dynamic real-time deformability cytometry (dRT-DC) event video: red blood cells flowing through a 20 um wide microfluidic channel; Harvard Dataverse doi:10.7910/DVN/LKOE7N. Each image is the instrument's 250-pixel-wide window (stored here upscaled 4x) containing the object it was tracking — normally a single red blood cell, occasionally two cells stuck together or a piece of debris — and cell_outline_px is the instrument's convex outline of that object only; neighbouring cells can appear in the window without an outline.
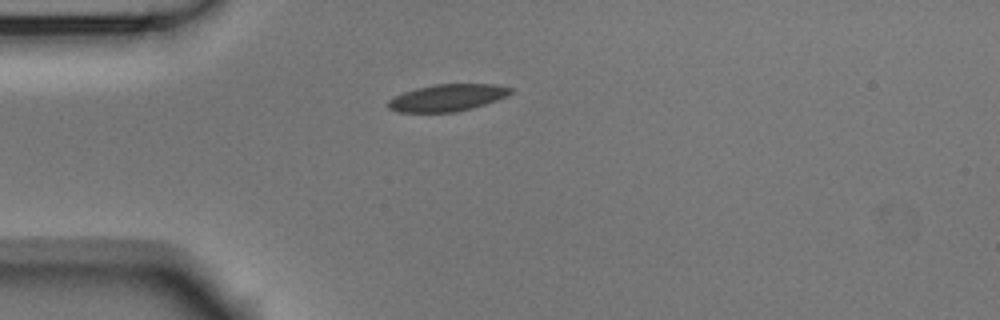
{"species": "Egyptian fruit bat (a non-hibernating species)", "species_latin": "Rousettus aegyptiacus", "temperature_condition": "room temperature", "stored_images_in_passage": 34, "camera_frame_rate_fps": 3000, "um_per_image_px": 0.085, "animal": {"sex": "male"}, "frame": {"image": 1, "passage_image": 1, "time_ms": 0.0, "image_size_px": [1000, 320], "cell_outline_px": [[512, 92], [508, 96], [472, 108], [456, 112], [400, 112], [388, 108], [388, 100], [404, 92], [416, 88], [436, 84], [496, 84], [512, 88]], "centroid_in_image_um": [38.04, 8.3], "position_along_channel_um": 47.0, "area_um2": 19.13}}
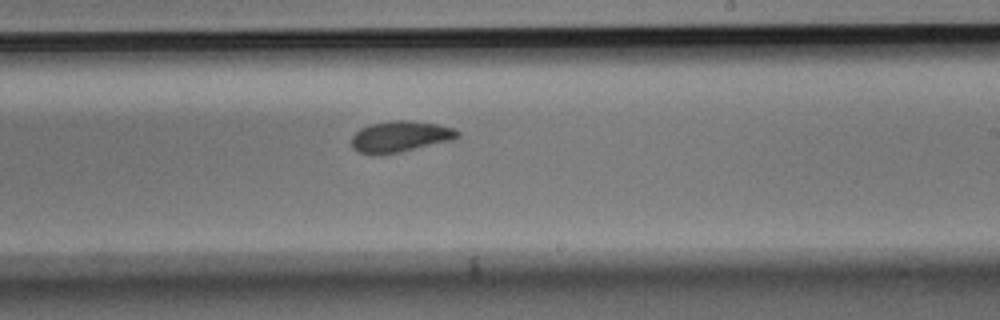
{"frame": {"image": 2, "passage_image": 19, "time_ms": 6.0, "image_size_px": [1000, 320], "cell_outline_px": [[460, 136], [452, 140], [396, 152], [356, 152], [352, 148], [352, 136], [360, 128], [368, 124], [392, 120], [408, 120], [436, 124], [452, 128], [460, 132]], "centroid_in_image_um": [34.02, 11.56], "position_along_channel_um": 255.0, "area_um2": 18.61}}
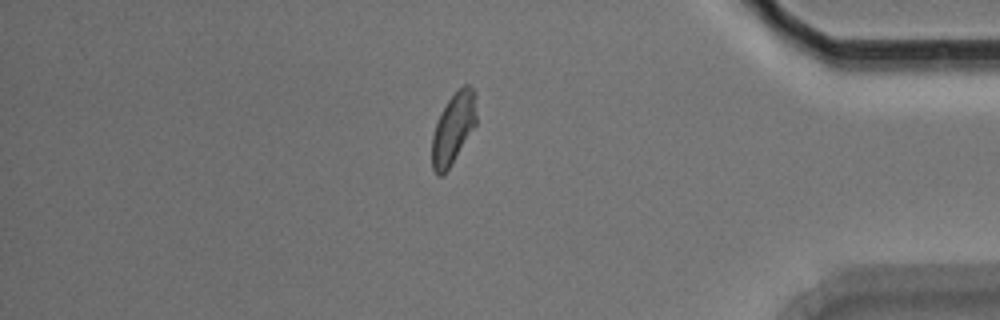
{"frame": {"image": 3, "passage_image": 33, "time_ms": 10.667, "image_size_px": [1000, 320], "cell_outline_px": [[476, 124], [448, 168], [440, 176], [436, 176], [432, 168], [432, 136], [440, 112], [448, 100], [464, 84], [468, 84], [476, 92]], "centroid_in_image_um": [38.53, 10.88], "position_along_channel_um": 396.7, "area_um2": 18.09}}